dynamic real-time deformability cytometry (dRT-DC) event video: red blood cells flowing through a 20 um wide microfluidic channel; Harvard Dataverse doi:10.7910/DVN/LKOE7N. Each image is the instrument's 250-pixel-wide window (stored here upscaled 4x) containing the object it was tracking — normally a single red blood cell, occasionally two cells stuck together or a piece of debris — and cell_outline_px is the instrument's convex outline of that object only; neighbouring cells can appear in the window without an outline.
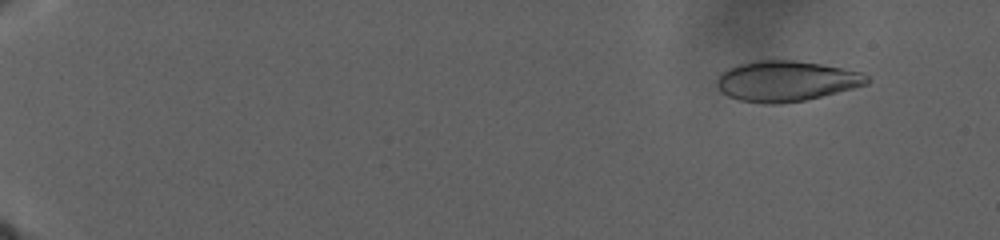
{"species": "human", "species_latin": "Homo sapiens", "temperature_condition": "warm", "stored_images_in_passage": 87, "camera_frame_rate_fps": 3000, "um_per_image_px": 0.085, "donor": {"sex": "male"}, "frame": {"image": 1, "passage_image": 9, "time_ms": 3.667, "image_size_px": [1000, 240], "cell_outline_px": [[872, 80], [868, 84], [804, 100], [776, 104], [764, 104], [740, 100], [728, 96], [716, 84], [716, 80], [720, 72], [736, 64], [752, 60], [792, 60], [820, 64], [860, 72], [868, 76]], "centroid_in_image_um": [66.78, 6.88], "position_along_channel_um": 18.2, "area_um2": 35.26}}
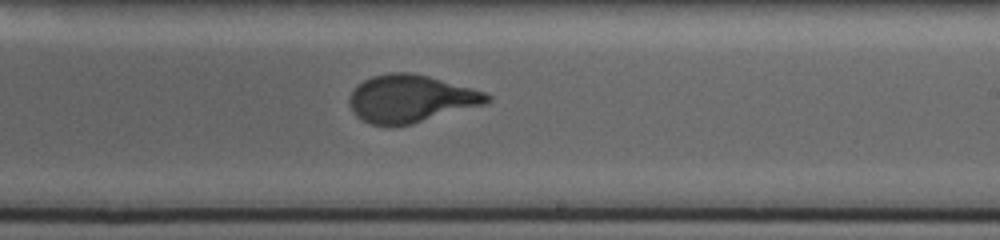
{"frame": {"image": 2, "passage_image": 48, "time_ms": 27.0, "image_size_px": [1000, 240], "cell_outline_px": [[492, 100], [484, 104], [412, 124], [392, 128], [384, 128], [368, 124], [360, 120], [352, 112], [348, 104], [348, 96], [356, 84], [372, 76], [392, 72], [412, 72], [428, 76], [472, 88], [484, 92], [492, 96]], "centroid_in_image_um": [34.82, 8.42], "position_along_channel_um": 254.2, "area_um2": 38.84}}
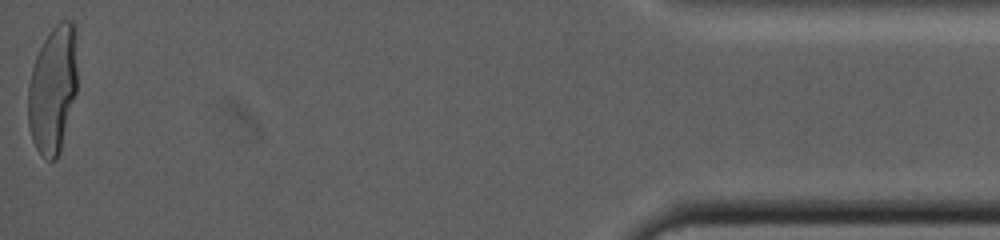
{"frame": {"image": 3, "passage_image": 86, "time_ms": 40.667, "image_size_px": [1000, 240], "cell_outline_px": [[76, 92], [60, 152], [56, 160], [48, 160], [36, 148], [32, 140], [28, 124], [28, 84], [32, 68], [36, 56], [48, 32], [60, 20], [72, 20], [76, 24]], "centroid_in_image_um": [4.49, 7.56], "position_along_channel_um": 430.7, "area_um2": 36.76}}